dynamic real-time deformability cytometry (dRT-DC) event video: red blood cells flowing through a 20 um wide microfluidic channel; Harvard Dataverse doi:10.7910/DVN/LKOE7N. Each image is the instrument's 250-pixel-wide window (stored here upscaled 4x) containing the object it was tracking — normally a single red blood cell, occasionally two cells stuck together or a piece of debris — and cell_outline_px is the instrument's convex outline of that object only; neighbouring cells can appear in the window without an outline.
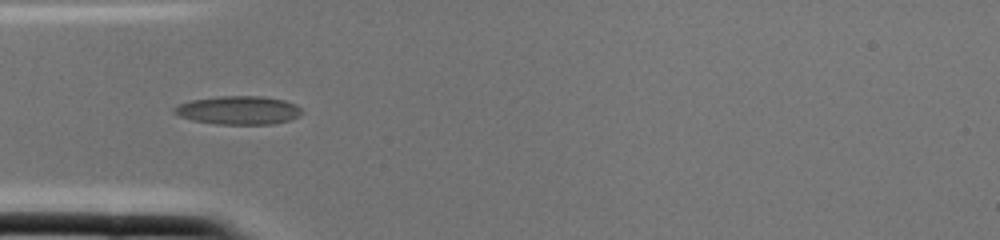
{"species": "common noctule bat (a hibernating species)", "species_latin": "Nyctalus noctula", "temperature_condition": "cold", "stored_images_in_passage": 1, "camera_frame_rate_fps": 3000, "um_per_image_px": 0.085, "animal": {"sex": "female", "body_mass_g": 22.0, "forearm_length_mm": 56.7}, "frame": {"image": 1, "passage_image": 1, "time_ms": 0.0, "image_size_px": [1000, 240], "cell_outline_px": [[304, 112], [300, 116], [292, 120], [272, 124], [216, 124], [192, 120], [180, 116], [172, 112], [172, 108], [176, 104], [188, 100], [220, 96], [260, 96], [284, 100], [296, 104]], "centroid_in_image_um": [20.26, 9.37], "position_along_channel_um": 64.7, "area_um2": 21.5}}